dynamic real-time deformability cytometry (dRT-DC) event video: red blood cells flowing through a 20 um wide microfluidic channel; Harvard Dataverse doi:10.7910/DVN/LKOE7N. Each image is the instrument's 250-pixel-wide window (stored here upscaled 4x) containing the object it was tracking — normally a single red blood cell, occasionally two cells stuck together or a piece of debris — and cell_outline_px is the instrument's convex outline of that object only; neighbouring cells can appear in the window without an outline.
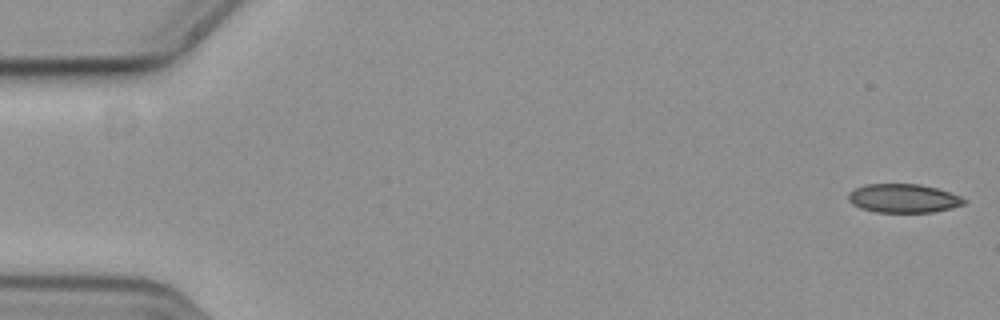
{"species": "common noctule bat (a hibernating species)", "species_latin": "Nyctalus noctula", "temperature_condition": "cold", "stored_images_in_passage": 57, "camera_frame_rate_fps": 3000, "um_per_image_px": 0.085, "animal": {"sex": "female", "body_mass_g": 19.3, "forearm_length_mm": 54.1}, "frame": {"image": 1, "passage_image": 1, "time_ms": 0.0, "image_size_px": [1000, 320], "cell_outline_px": [[968, 200], [964, 204], [952, 208], [932, 212], [876, 212], [860, 208], [852, 204], [848, 200], [848, 192], [864, 184], [920, 184], [936, 188], [960, 196]], "centroid_in_image_um": [76.77, 16.86], "position_along_channel_um": 8.2, "area_um2": 19.42}}
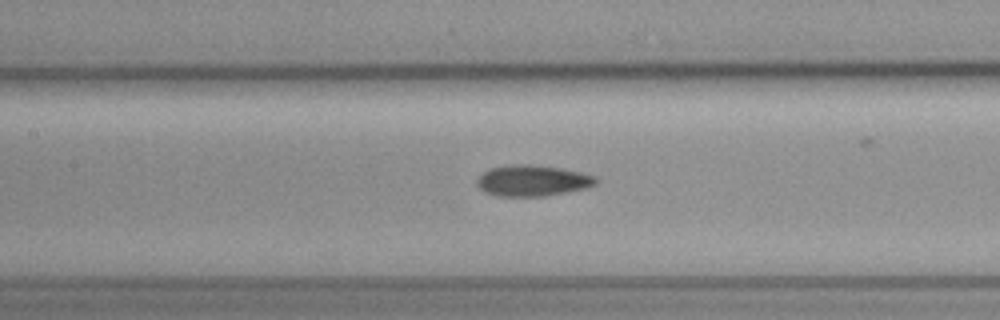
{"frame": {"image": 2, "passage_image": 26, "time_ms": 8.333, "image_size_px": [1000, 320], "cell_outline_px": [[596, 184], [588, 188], [568, 192], [544, 196], [496, 196], [484, 192], [476, 184], [476, 180], [484, 172], [492, 168], [512, 164], [532, 164], [564, 168], [596, 176]], "centroid_in_image_um": [45.28, 15.35], "position_along_channel_um": 162.1, "area_um2": 21.68}}
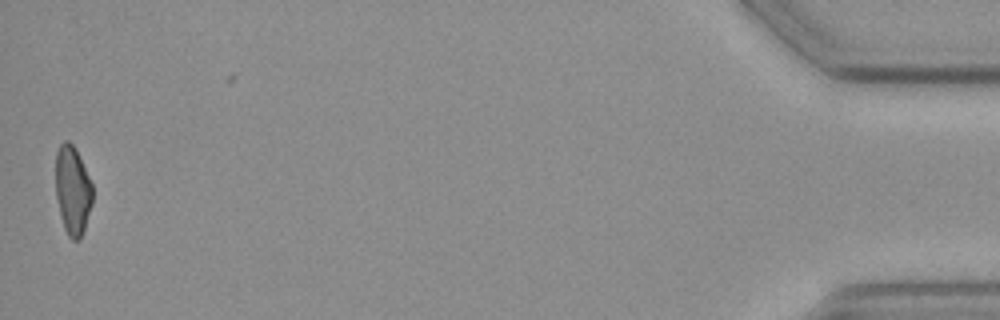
{"frame": {"image": 3, "passage_image": 56, "time_ms": 18.333, "image_size_px": [1000, 320], "cell_outline_px": [[92, 204], [80, 240], [72, 240], [68, 236], [64, 228], [60, 216], [56, 196], [56, 152], [60, 144], [64, 140], [68, 140], [76, 148], [92, 184]], "centroid_in_image_um": [6.16, 16.17], "position_along_channel_um": 429.0, "area_um2": 19.13}, "authors_computed_cell_mechanics": {"area_um2": 20.2878, "velocity_mm_per_s": 3.6717, "shape_relaxation_time_tau1_ms": 11.2254, "shape_relaxation_time_tau2_ms": null, "deformation_change_tau1": 0.1562, "deformation_change_tau2": null}}